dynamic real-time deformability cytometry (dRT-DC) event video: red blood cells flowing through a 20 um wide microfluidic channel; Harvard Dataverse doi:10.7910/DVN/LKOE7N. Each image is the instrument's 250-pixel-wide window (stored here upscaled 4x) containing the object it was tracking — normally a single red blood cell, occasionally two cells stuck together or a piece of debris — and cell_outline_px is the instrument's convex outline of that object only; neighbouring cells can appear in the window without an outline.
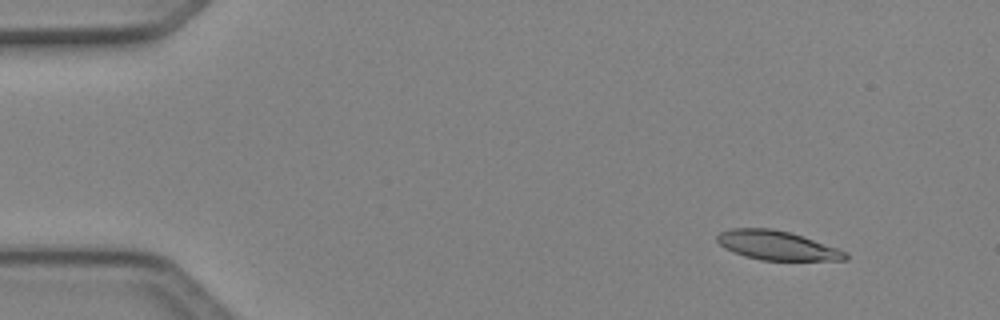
{"species": "Egyptian fruit bat (a non-hibernating species)", "species_latin": "Rousettus aegyptiacus", "temperature_condition": "cold", "stored_images_in_passage": 46, "camera_frame_rate_fps": 3000, "um_per_image_px": 0.085, "animal": {"sex": "female"}, "frame": {"image": 1, "passage_image": 2, "time_ms": 0.333, "image_size_px": [1000, 320], "cell_outline_px": [[848, 260], [760, 260], [744, 256], [732, 252], [724, 248], [716, 240], [716, 236], [720, 232], [732, 228], [772, 228], [788, 232], [848, 252]], "centroid_in_image_um": [65.99, 20.87], "position_along_channel_um": 19.0, "area_um2": 21.62}}
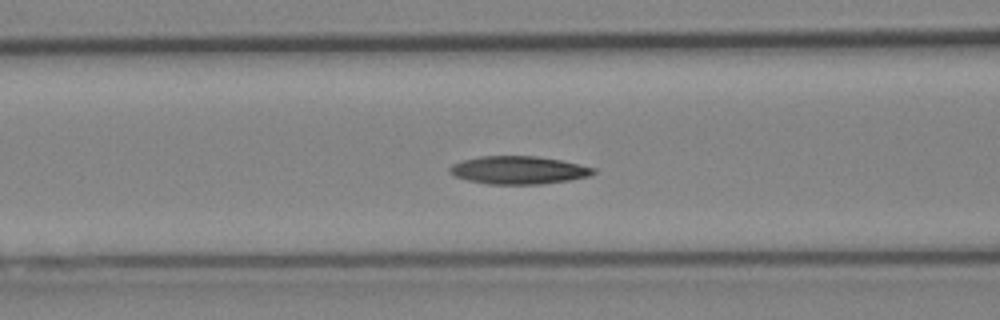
{"frame": {"image": 2, "passage_image": 17, "time_ms": 5.333, "image_size_px": [1000, 320], "cell_outline_px": [[596, 172], [588, 176], [568, 180], [540, 184], [488, 184], [468, 180], [456, 176], [448, 172], [448, 168], [452, 164], [464, 160], [480, 156], [536, 156], [560, 160], [596, 168]], "centroid_in_image_um": [44.06, 14.46], "position_along_channel_um": 122.5, "area_um2": 23.24}}
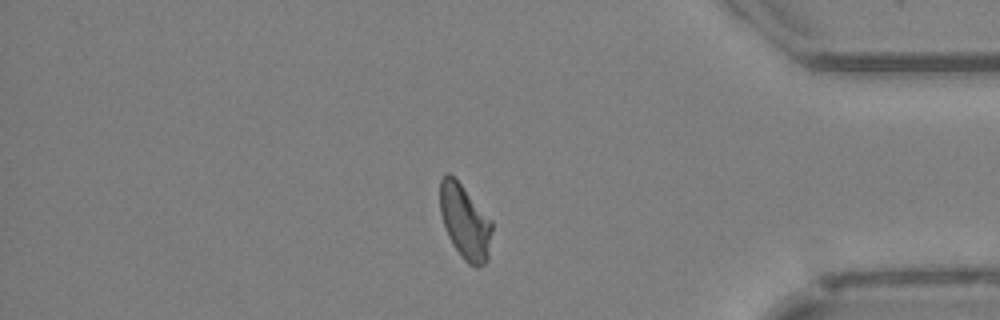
{"frame": {"image": 3, "passage_image": 39, "time_ms": 12.667, "image_size_px": [1000, 320], "cell_outline_px": [[492, 232], [488, 260], [484, 264], [476, 268], [468, 264], [464, 260], [452, 244], [448, 236], [440, 212], [440, 180], [448, 172], [460, 184], [492, 220]], "centroid_in_image_um": [39.53, 18.91], "position_along_channel_um": 395.7, "area_um2": 22.43}, "authors_computed_cell_mechanics": {"area_um2": 22.6576, "velocity_mm_per_s": 4.0884, "shape_relaxation_time_tau1_ms": 5.6041, "shape_relaxation_time_tau2_ms": 8.9377, "deformation_change_tau1": 0.1475, "deformation_change_tau2": 0.1566}}